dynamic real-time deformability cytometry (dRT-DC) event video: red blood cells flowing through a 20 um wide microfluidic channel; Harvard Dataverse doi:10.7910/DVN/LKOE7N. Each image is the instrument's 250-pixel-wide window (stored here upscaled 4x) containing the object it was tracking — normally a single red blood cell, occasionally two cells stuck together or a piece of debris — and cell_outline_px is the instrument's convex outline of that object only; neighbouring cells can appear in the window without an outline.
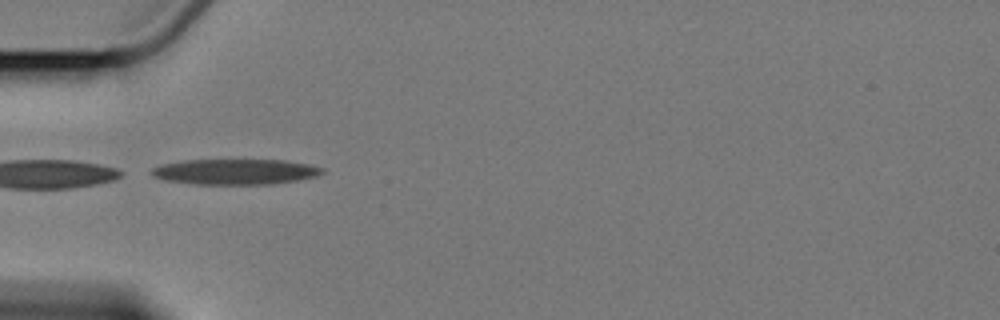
{"species": "Egyptian fruit bat (a non-hibernating species)", "species_latin": "Rousettus aegyptiacus", "temperature_condition": "cold", "stored_images_in_passage": 9, "camera_frame_rate_fps": 3000, "um_per_image_px": 0.085, "animal": {"sex": "female"}, "frame": {"image": 1, "passage_image": 5, "time_ms": 5.667, "image_size_px": [1000, 320], "cell_outline_px": [[324, 172], [316, 176], [300, 180], [272, 184], [192, 184], [164, 180], [152, 176], [148, 172], [152, 168], [160, 164], [184, 160], [288, 160], [308, 164], [324, 168]], "centroid_in_image_um": [19.96, 14.6], "position_along_channel_um": 65.0, "area_um2": 25.66}}
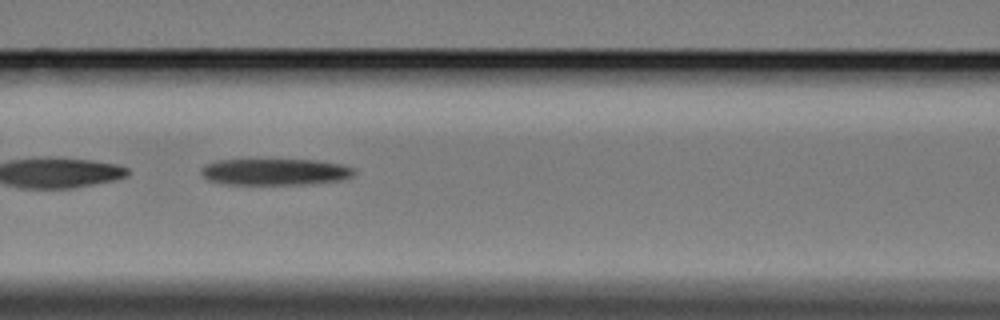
{"frame": {"image": 2, "passage_image": 7, "time_ms": 8.0, "image_size_px": [1000, 320], "cell_outline_px": [[356, 172], [352, 176], [340, 180], [304, 184], [224, 184], [208, 180], [200, 172], [200, 168], [204, 164], [216, 160], [316, 160], [344, 164], [356, 168]], "centroid_in_image_um": [23.38, 14.6], "position_along_channel_um": 143.2, "area_um2": 23.76}}
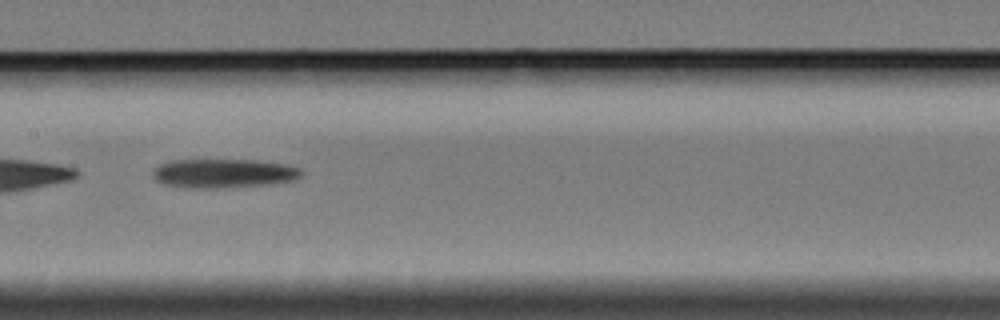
{"frame": {"image": 3, "passage_image": 8, "time_ms": 9.333, "image_size_px": [1000, 320], "cell_outline_px": [[304, 176], [296, 180], [272, 184], [224, 188], [184, 188], [160, 184], [152, 176], [152, 172], [160, 164], [168, 160], [256, 160], [284, 164], [300, 168], [304, 172]], "centroid_in_image_um": [19.01, 14.75], "position_along_channel_um": 188.4, "area_um2": 25.66}}